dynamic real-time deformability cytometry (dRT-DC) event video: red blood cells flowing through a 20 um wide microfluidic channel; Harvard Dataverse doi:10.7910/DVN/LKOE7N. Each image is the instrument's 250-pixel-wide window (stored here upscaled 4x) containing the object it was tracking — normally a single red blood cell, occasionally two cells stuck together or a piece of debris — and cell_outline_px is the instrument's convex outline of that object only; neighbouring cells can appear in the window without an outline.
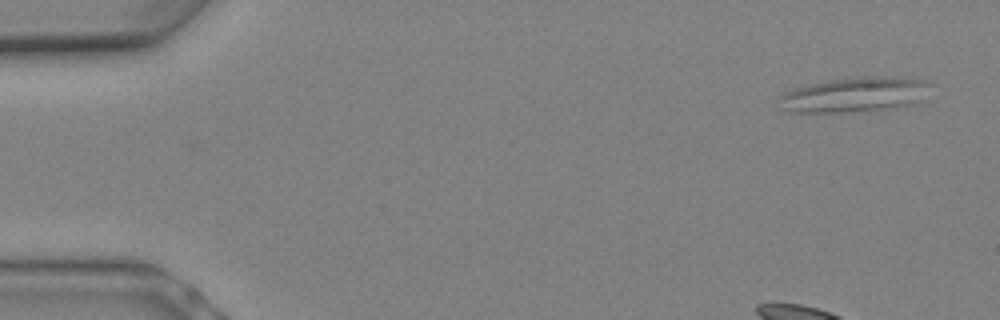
{"species": "Egyptian fruit bat (a non-hibernating species)", "species_latin": "Rousettus aegyptiacus", "temperature_condition": "warm", "stored_images_in_passage": 12, "camera_frame_rate_fps": 3000, "um_per_image_px": 0.085, "animal": {"sex": "female"}, "frame": {"image": 1, "passage_image": 1, "time_ms": 0.0, "image_size_px": [1000, 320], "cell_outline_px": [[928, 84], [920, 100], [904, 108], [852, 112], [788, 112], [776, 108], [780, 96], [784, 92], [792, 88], [808, 84], [828, 80], [864, 76], [876, 76], [924, 80]], "centroid_in_image_um": [72.52, 8.08], "position_along_channel_um": 12.5, "area_um2": 31.04}}